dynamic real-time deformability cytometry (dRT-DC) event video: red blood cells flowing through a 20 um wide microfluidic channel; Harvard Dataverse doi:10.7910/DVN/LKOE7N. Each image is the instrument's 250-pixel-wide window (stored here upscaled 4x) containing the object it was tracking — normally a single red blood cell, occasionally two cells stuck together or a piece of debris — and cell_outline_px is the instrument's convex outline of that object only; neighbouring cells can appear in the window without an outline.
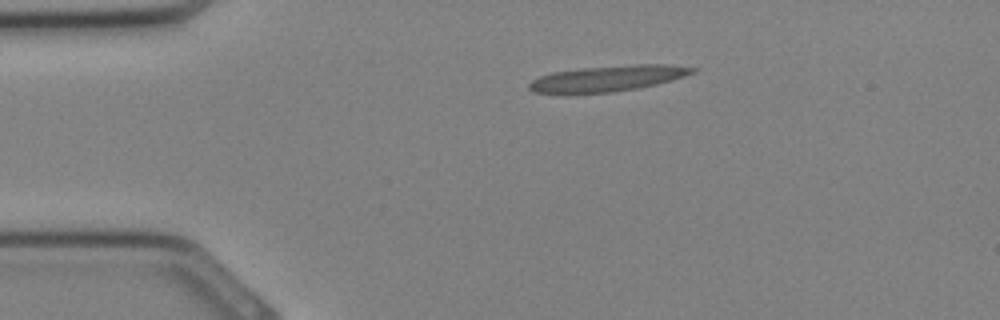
{"species": "Egyptian fruit bat (a non-hibernating species)", "species_latin": "Rousettus aegyptiacus", "temperature_condition": "cold", "stored_images_in_passage": 27, "camera_frame_rate_fps": 3000, "um_per_image_px": 0.085, "animal": {"sex": "female"}, "frame": {"image": 1, "passage_image": 1, "time_ms": 0.0, "image_size_px": [1000, 320], "cell_outline_px": [[700, 68], [696, 72], [672, 80], [640, 88], [612, 92], [572, 96], [568, 96], [532, 92], [528, 88], [528, 84], [532, 80], [540, 76], [552, 72], [580, 68], [636, 64], [664, 64]], "centroid_in_image_um": [51.57, 6.71], "position_along_channel_um": 33.4, "area_um2": 25.55}}
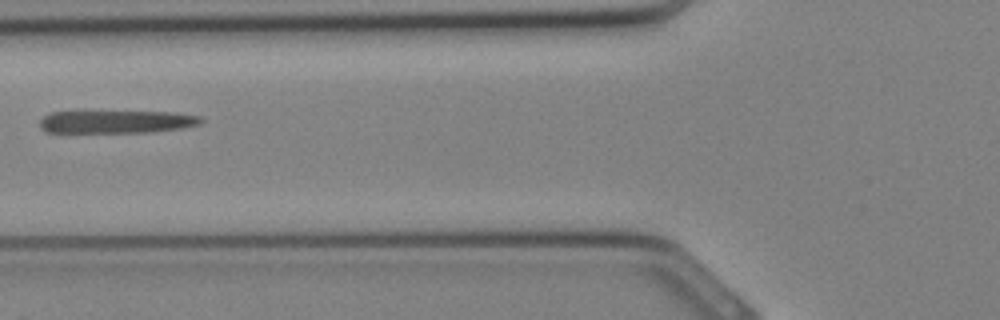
{"frame": {"image": 2, "passage_image": 7, "time_ms": 2.0, "image_size_px": [1000, 320], "cell_outline_px": [[204, 120], [200, 124], [180, 128], [148, 132], [44, 132], [40, 128], [40, 120], [44, 116], [52, 112], [84, 108], [172, 112], [200, 116]], "centroid_in_image_um": [9.8, 10.28], "position_along_channel_um": 116.0, "area_um2": 22.89}}
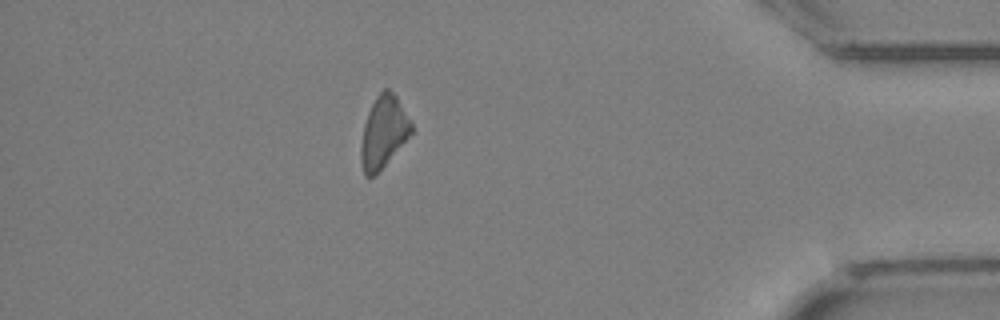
{"frame": {"image": 3, "passage_image": 23, "time_ms": 7.333, "image_size_px": [1000, 320], "cell_outline_px": [[412, 132], [384, 164], [372, 176], [364, 176], [360, 160], [360, 144], [364, 124], [368, 112], [376, 96], [384, 88], [388, 88], [396, 96], [412, 124]], "centroid_in_image_um": [32.56, 11.19], "position_along_channel_um": 402.6, "area_um2": 20.52}}